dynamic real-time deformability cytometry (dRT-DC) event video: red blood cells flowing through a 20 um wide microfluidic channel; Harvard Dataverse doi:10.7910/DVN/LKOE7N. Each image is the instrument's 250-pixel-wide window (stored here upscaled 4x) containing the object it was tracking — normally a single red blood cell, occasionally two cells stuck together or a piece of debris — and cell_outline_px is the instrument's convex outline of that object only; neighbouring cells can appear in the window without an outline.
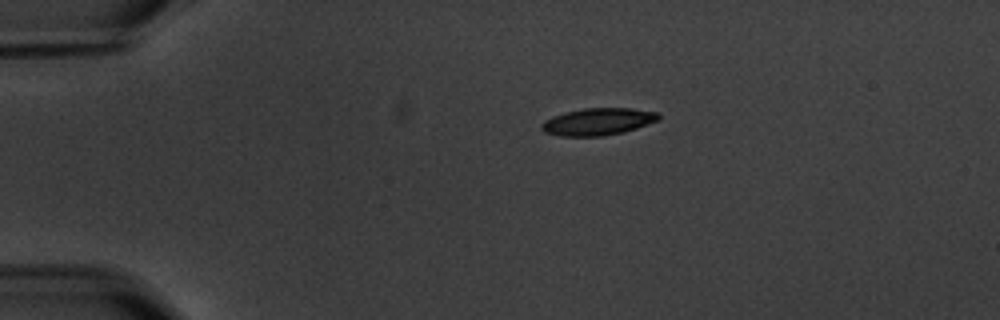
{"species": "common noctule bat (a hibernating species)", "species_latin": "Nyctalus noctula", "temperature_condition": "warm", "stored_images_in_passage": 3, "camera_frame_rate_fps": 3000, "um_per_image_px": 0.085, "animal": {"sex": "male", "body_mass_g": 20.1, "forearm_length_mm": 53.5}, "frame": {"image": 1, "passage_image": 1, "time_ms": 0.0, "image_size_px": [1000, 320], "cell_outline_px": [[660, 120], [624, 132], [604, 136], [560, 136], [544, 132], [540, 128], [540, 124], [544, 120], [552, 116], [564, 112], [584, 108], [632, 108], [656, 112], [660, 116]], "centroid_in_image_um": [50.8, 10.34], "position_along_channel_um": 34.2, "area_um2": 18.67}}
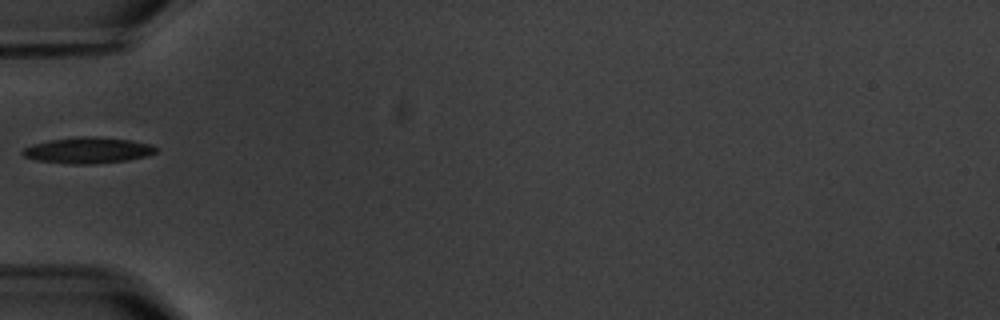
{"frame": {"image": 2, "passage_image": 3, "time_ms": 2.667, "image_size_px": [1000, 320], "cell_outline_px": [[160, 148], [156, 152], [148, 156], [128, 160], [92, 164], [72, 164], [36, 160], [24, 156], [20, 152], [24, 148], [32, 144], [48, 140], [80, 136], [96, 136], [128, 140], [152, 144]], "centroid_in_image_um": [7.49, 12.77], "position_along_channel_um": 77.5, "area_um2": 20.4}}